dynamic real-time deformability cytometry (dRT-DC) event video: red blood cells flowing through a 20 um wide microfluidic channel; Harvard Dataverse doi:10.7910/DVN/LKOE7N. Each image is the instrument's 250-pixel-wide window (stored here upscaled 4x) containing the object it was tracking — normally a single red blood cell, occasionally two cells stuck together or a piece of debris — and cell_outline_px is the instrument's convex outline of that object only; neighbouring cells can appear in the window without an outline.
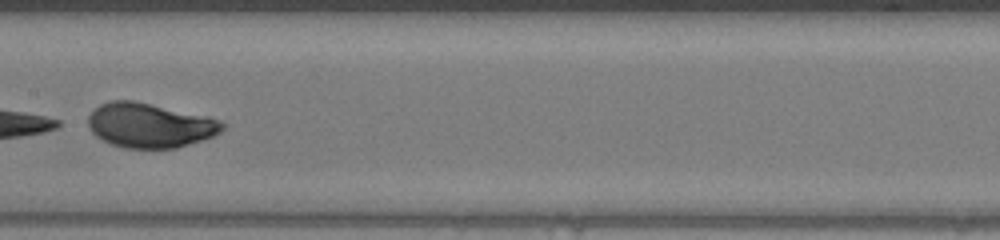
{"species": "human", "species_latin": "Homo sapiens", "temperature_condition": "warm", "stored_images_in_passage": 18, "camera_frame_rate_fps": 3000, "um_per_image_px": 0.085, "donor": {"sex": "female"}, "frame": {"image": 1, "passage_image": 13, "time_ms": 4.0, "image_size_px": [1000, 240], "cell_outline_px": [[224, 128], [220, 132], [212, 136], [176, 148], [124, 148], [112, 144], [96, 136], [88, 128], [88, 116], [100, 104], [108, 100], [132, 100], [208, 116], [220, 120], [224, 124]], "centroid_in_image_um": [12.71, 10.64], "position_along_channel_um": 194.7, "area_um2": 34.68}}
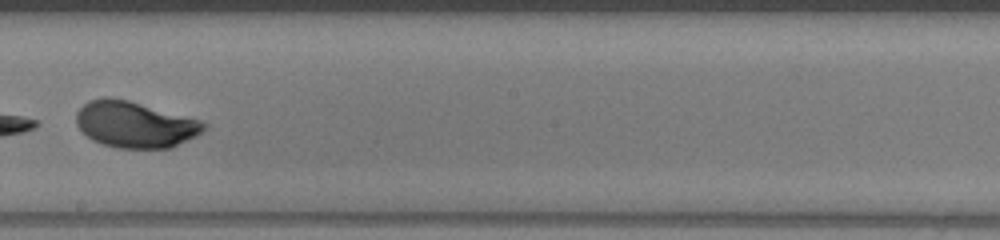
{"frame": {"image": 2, "passage_image": 16, "time_ms": 5.0, "image_size_px": [1000, 240], "cell_outline_px": [[208, 128], [196, 136], [172, 148], [116, 148], [92, 140], [76, 124], [76, 112], [88, 100], [104, 96], [112, 96], [128, 100], [200, 120], [208, 124]], "centroid_in_image_um": [11.48, 10.57], "position_along_channel_um": 236.7, "area_um2": 34.51}}